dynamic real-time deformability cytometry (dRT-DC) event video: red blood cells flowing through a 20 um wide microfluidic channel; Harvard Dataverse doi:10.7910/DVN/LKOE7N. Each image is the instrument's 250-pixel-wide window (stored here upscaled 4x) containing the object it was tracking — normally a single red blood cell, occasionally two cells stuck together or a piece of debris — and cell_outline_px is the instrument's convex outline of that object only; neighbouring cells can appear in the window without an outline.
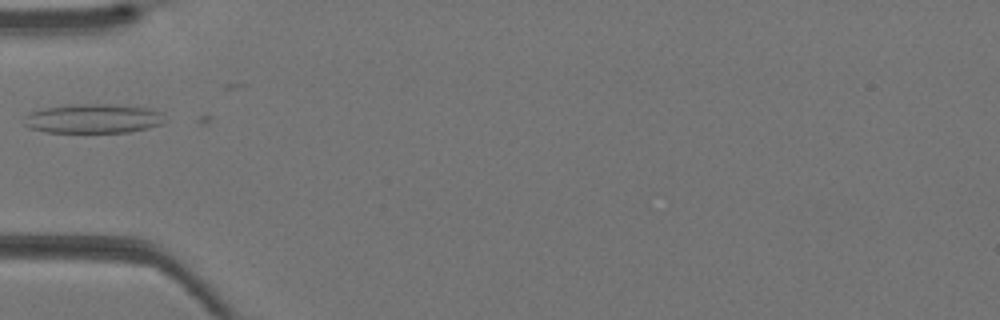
{"species": "Egyptian fruit bat (a non-hibernating species)", "species_latin": "Rousettus aegyptiacus", "temperature_condition": "warm", "stored_images_in_passage": 23, "camera_frame_rate_fps": 3000, "um_per_image_px": 0.085, "animal": {"sex": "female"}, "frame": {"image": 1, "passage_image": 1, "time_ms": 0.0, "image_size_px": [1000, 320], "cell_outline_px": [[164, 120], [160, 124], [148, 128], [128, 132], [44, 132], [28, 128], [24, 124], [28, 116], [32, 112], [44, 108], [68, 104], [108, 104], [148, 108], [160, 112]], "centroid_in_image_um": [7.91, 10.08], "position_along_channel_um": 77.1, "area_um2": 23.76}}
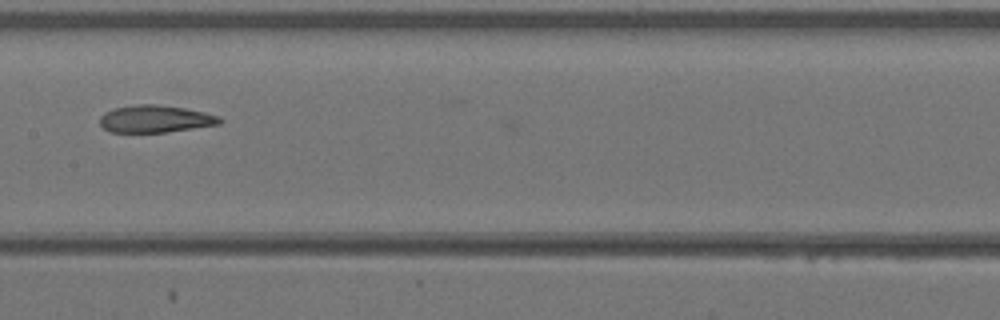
{"frame": {"image": 2, "passage_image": 8, "time_ms": 2.333, "image_size_px": [1000, 320], "cell_outline_px": [[224, 120], [220, 124], [164, 132], [108, 132], [100, 124], [100, 116], [104, 112], [112, 108], [136, 104], [156, 104], [184, 108], [204, 112], [220, 116]], "centroid_in_image_um": [13.18, 10.1], "position_along_channel_um": 194.2, "area_um2": 19.13}}
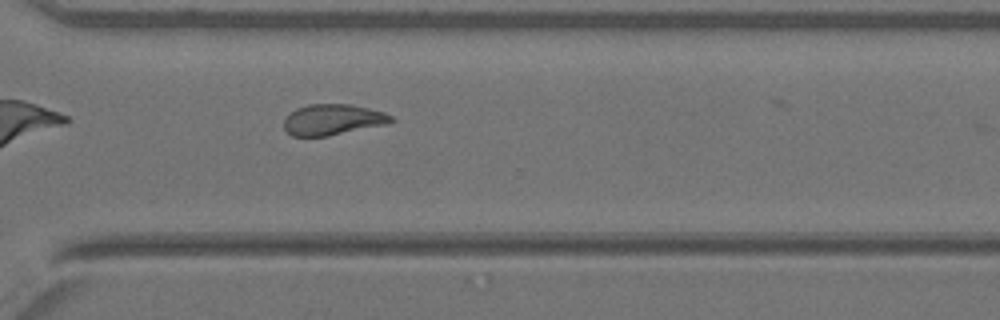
{"frame": {"image": 3, "passage_image": 17, "time_ms": 5.333, "image_size_px": [1000, 320], "cell_outline_px": [[396, 120], [388, 124], [328, 136], [292, 136], [284, 128], [284, 120], [296, 108], [308, 104], [348, 104], [368, 108], [384, 112], [392, 116]], "centroid_in_image_um": [28.31, 10.17], "position_along_channel_um": 342.3, "area_um2": 19.25}}